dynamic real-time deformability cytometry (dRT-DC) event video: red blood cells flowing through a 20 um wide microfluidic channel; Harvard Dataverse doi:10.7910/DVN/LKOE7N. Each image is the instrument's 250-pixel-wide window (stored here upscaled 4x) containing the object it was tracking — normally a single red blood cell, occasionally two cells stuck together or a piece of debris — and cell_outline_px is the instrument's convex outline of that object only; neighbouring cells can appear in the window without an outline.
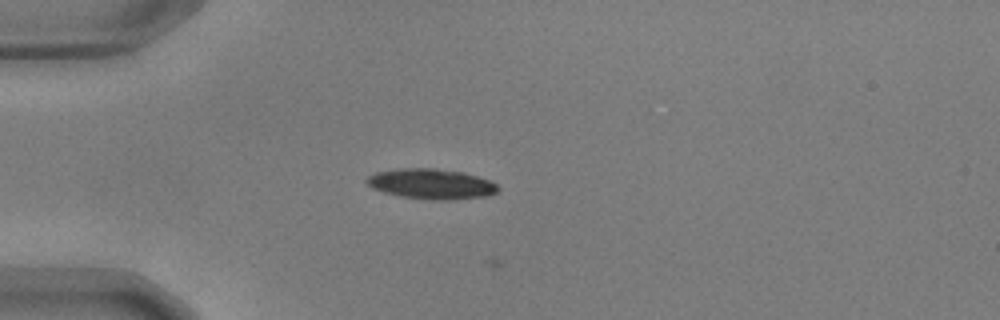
{"species": "common noctule bat (a hibernating species)", "species_latin": "Nyctalus noctula", "temperature_condition": "warm", "stored_images_in_passage": 2, "camera_frame_rate_fps": 3000, "um_per_image_px": 0.085, "animal": {"sex": "male", "body_mass_g": 17.9, "forearm_length_mm": 54.2}, "frame": {"image": 1, "passage_image": 1, "time_ms": 0.0, "image_size_px": [1000, 320], "cell_outline_px": [[500, 188], [496, 192], [488, 196], [448, 200], [432, 200], [400, 196], [384, 192], [372, 188], [364, 180], [368, 176], [376, 172], [400, 168], [436, 168], [464, 172], [488, 180], [496, 184]], "centroid_in_image_um": [36.65, 15.63], "position_along_channel_um": 48.4, "area_um2": 23.18}}